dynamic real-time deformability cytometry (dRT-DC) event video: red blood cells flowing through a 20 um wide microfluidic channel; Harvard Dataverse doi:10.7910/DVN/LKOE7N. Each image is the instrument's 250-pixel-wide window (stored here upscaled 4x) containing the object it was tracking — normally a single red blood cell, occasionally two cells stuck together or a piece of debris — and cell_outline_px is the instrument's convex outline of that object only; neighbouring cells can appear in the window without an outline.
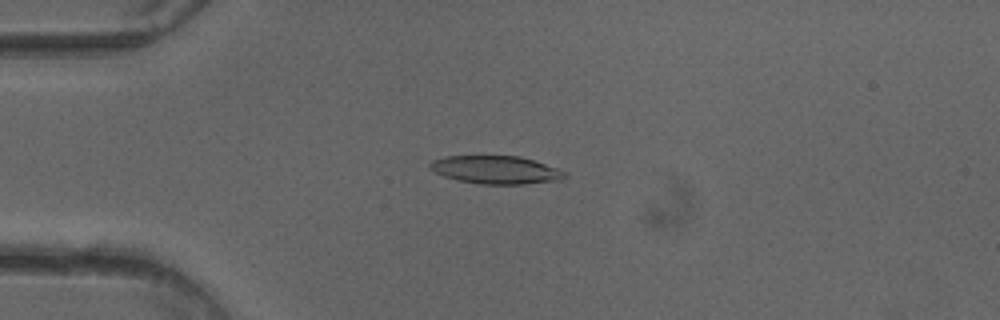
{"species": "common noctule bat (a hibernating species)", "species_latin": "Nyctalus noctula", "temperature_condition": "cold", "stored_images_in_passage": 50, "camera_frame_rate_fps": 3000, "um_per_image_px": 0.085, "animal": {"sex": "female"}, "frame": {"image": 1, "passage_image": 12, "time_ms": 3.667, "image_size_px": [1000, 320], "cell_outline_px": [[568, 176], [564, 180], [524, 184], [480, 184], [456, 180], [444, 176], [428, 168], [428, 164], [432, 160], [444, 156], [520, 156], [568, 172]], "centroid_in_image_um": [42.16, 14.44], "position_along_channel_um": 42.8, "area_um2": 22.2}}
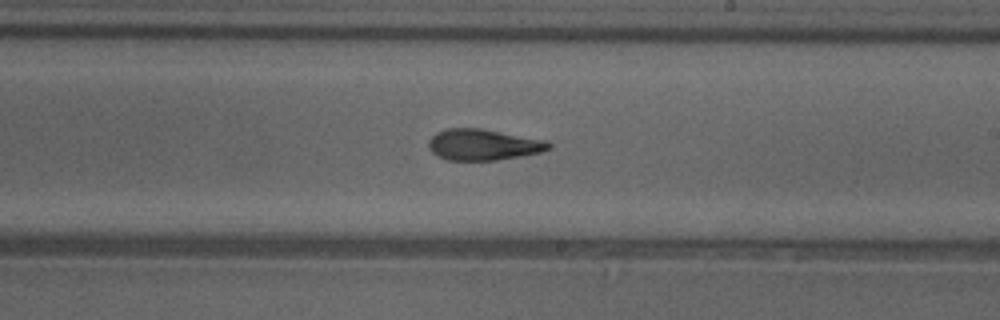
{"frame": {"image": 2, "passage_image": 29, "time_ms": 9.333, "image_size_px": [1000, 320], "cell_outline_px": [[552, 148], [540, 152], [520, 156], [496, 160], [448, 160], [432, 152], [428, 148], [428, 140], [436, 132], [444, 128], [480, 128], [548, 140], [552, 144]], "centroid_in_image_um": [41.08, 12.28], "position_along_channel_um": 247.9, "area_um2": 21.91}}
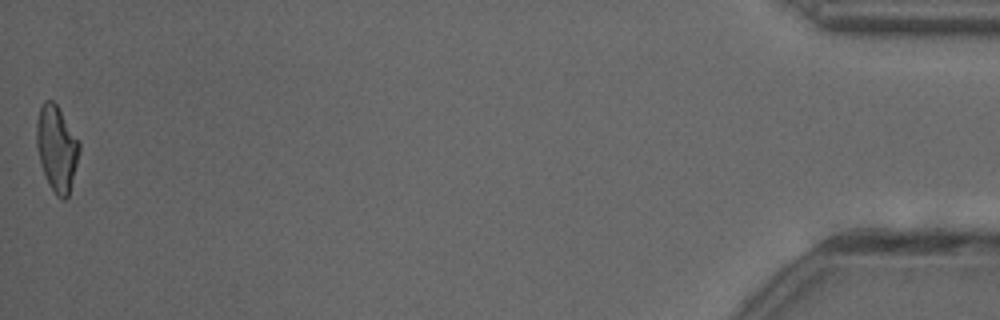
{"frame": {"image": 3, "passage_image": 50, "time_ms": 16.333, "image_size_px": [1000, 320], "cell_outline_px": [[80, 152], [68, 196], [64, 200], [60, 200], [56, 196], [48, 184], [40, 164], [36, 144], [36, 120], [40, 108], [44, 100], [52, 100], [56, 104], [80, 144]], "centroid_in_image_um": [4.8, 12.65], "position_along_channel_um": 430.4, "area_um2": 21.27}, "authors_computed_cell_mechanics": {"area_um2": 22.0218, "velocity_mm_per_s": 4.029, "shape_relaxation_time_tau1_ms": 3.9062, "shape_relaxation_time_tau2_ms": 1.9337, "deformation_change_tau1": 0.167, "deformation_change_tau2": 0.1021}}